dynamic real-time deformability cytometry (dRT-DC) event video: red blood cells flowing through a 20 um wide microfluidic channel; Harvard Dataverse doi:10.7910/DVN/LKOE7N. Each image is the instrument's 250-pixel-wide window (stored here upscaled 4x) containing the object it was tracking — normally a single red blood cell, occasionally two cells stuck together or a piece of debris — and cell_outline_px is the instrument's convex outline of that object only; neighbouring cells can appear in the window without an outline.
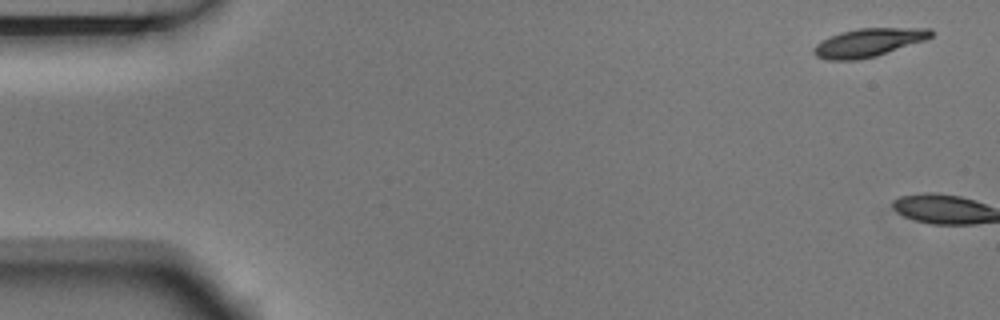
{"species": "Egyptian fruit bat (a non-hibernating species)", "species_latin": "Rousettus aegyptiacus", "temperature_condition": "room temperature", "stored_images_in_passage": 8, "camera_frame_rate_fps": 3000, "um_per_image_px": 0.085, "animal": {"sex": "male"}, "frame": {"image": 1, "passage_image": 1, "time_ms": 0.0, "image_size_px": [1000, 320], "cell_outline_px": [[932, 36], [924, 40], [876, 56], [856, 60], [828, 60], [816, 56], [812, 52], [812, 48], [816, 44], [832, 36], [844, 32], [860, 28], [932, 28]], "centroid_in_image_um": [73.81, 3.62], "position_along_channel_um": 11.2, "area_um2": 19.02}}
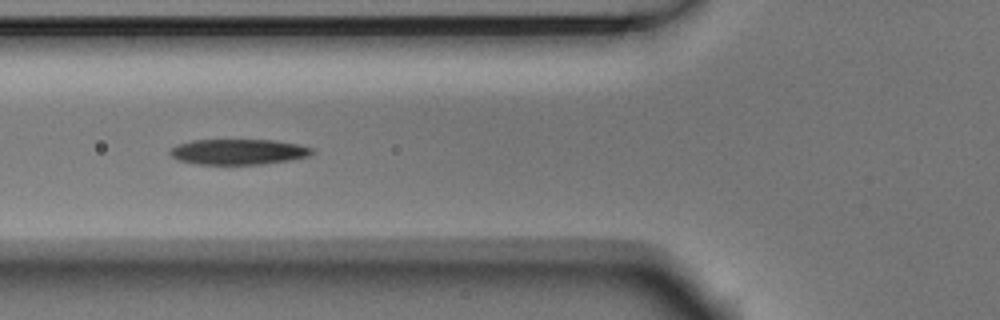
{"frame": {"image": 2, "passage_image": 7, "time_ms": 2.0, "image_size_px": [1000, 320], "cell_outline_px": [[312, 152], [308, 156], [288, 160], [260, 164], [196, 164], [176, 160], [168, 152], [176, 144], [192, 140], [276, 140], [296, 144], [312, 148]], "centroid_in_image_um": [20.19, 12.9], "position_along_channel_um": 105.6, "area_um2": 20.98}}
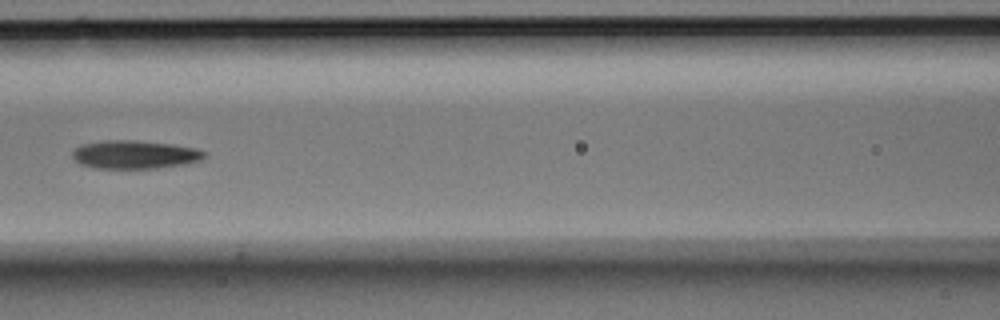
{"frame": {"image": 3, "passage_image": 8, "time_ms": 2.333, "image_size_px": [1000, 320], "cell_outline_px": [[208, 156], [200, 160], [188, 164], [156, 168], [92, 168], [80, 164], [72, 156], [72, 152], [76, 148], [84, 144], [104, 140], [132, 140], [172, 144], [196, 148], [208, 152]], "centroid_in_image_um": [11.51, 13.14], "position_along_channel_um": 155.1, "area_um2": 21.91}}